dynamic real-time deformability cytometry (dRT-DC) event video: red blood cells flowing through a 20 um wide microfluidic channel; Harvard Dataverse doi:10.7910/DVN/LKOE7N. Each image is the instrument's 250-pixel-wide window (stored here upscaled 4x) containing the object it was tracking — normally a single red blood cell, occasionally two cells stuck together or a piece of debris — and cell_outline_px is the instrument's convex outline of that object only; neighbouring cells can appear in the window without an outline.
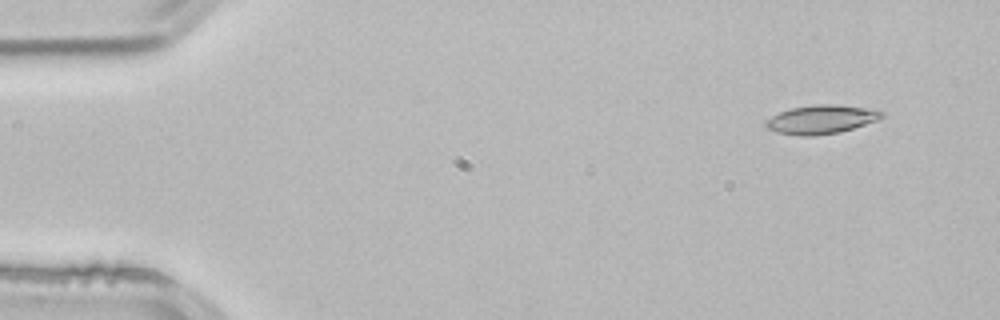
{"species": "common noctule bat (a hibernating species)", "species_latin": "Nyctalus noctula", "temperature_condition": "room temperature", "stored_images_in_passage": 3, "camera_frame_rate_fps": 3000, "um_per_image_px": 0.085, "animal": {"sex": "male", "body_mass_g": 21.5, "forearm_length_mm": 52.0}, "frame": {"image": 1, "passage_image": 1, "time_ms": 0.0, "image_size_px": [1000, 320], "cell_outline_px": [[884, 116], [876, 120], [840, 132], [812, 136], [800, 136], [776, 132], [768, 128], [764, 124], [764, 120], [780, 112], [792, 108], [816, 104], [832, 104], [880, 108], [884, 112]], "centroid_in_image_um": [69.84, 10.13], "position_along_channel_um": 15.2, "area_um2": 19.59}}
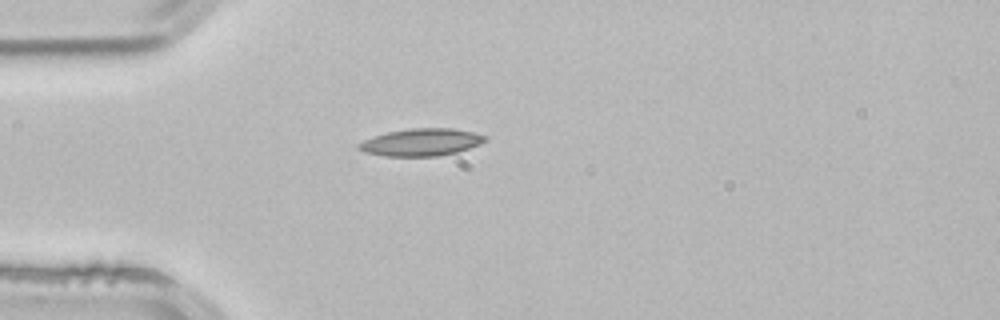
{"frame": {"image": 2, "passage_image": 3, "time_ms": 0.667, "image_size_px": [1000, 320], "cell_outline_px": [[488, 140], [480, 144], [456, 152], [436, 156], [388, 156], [364, 152], [356, 148], [356, 144], [364, 140], [388, 132], [408, 128], [452, 128], [472, 132], [488, 136]], "centroid_in_image_um": [35.81, 12.08], "position_along_channel_um": 49.2, "area_um2": 20.06}}